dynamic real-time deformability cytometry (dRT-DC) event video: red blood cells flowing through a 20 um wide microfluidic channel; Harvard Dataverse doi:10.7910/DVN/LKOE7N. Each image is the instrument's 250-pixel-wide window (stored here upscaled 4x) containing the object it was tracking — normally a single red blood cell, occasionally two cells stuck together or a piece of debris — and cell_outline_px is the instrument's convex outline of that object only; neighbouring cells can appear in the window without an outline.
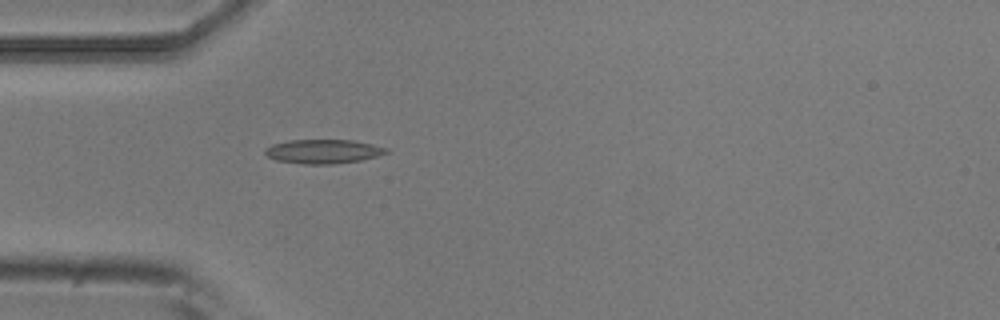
{"species": "common noctule bat (a hibernating species)", "species_latin": "Nyctalus noctula", "temperature_condition": "room temperature", "stored_images_in_passage": 2, "camera_frame_rate_fps": 3000, "um_per_image_px": 0.085, "animal": {"sex": "male", "body_mass_g": 20.5, "forearm_length_mm": 52.5}, "frame": {"image": 1, "passage_image": 2, "time_ms": 0.333, "image_size_px": [1000, 320], "cell_outline_px": [[392, 152], [360, 160], [336, 164], [304, 164], [276, 160], [268, 156], [264, 152], [264, 148], [272, 144], [288, 140], [352, 140], [372, 144], [388, 148]], "centroid_in_image_um": [27.48, 12.87], "position_along_channel_um": 57.5, "area_um2": 17.11}}